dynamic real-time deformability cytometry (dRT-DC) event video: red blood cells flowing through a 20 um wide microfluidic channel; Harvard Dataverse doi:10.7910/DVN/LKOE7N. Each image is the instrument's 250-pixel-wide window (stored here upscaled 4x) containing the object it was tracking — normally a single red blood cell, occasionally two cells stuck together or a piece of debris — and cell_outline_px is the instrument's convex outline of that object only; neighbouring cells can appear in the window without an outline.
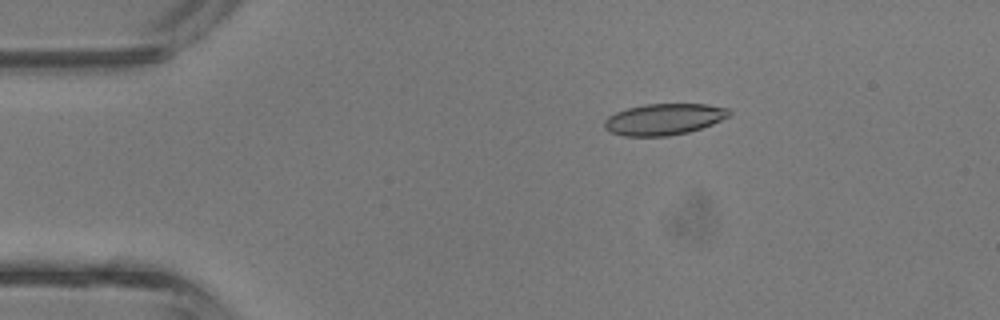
{"species": "common noctule bat (a hibernating species)", "species_latin": "Nyctalus noctula", "temperature_condition": "room temperature", "stored_images_in_passage": 41, "camera_frame_rate_fps": 3000, "um_per_image_px": 0.085, "animal": {"sex": "male", "body_mass_g": 13.3}, "frame": {"image": 1, "passage_image": 7, "time_ms": 2.0, "image_size_px": [1000, 320], "cell_outline_px": [[732, 112], [728, 116], [712, 124], [688, 132], [668, 136], [624, 136], [608, 132], [604, 128], [604, 120], [608, 116], [616, 112], [628, 108], [644, 104], [708, 104], [728, 108]], "centroid_in_image_um": [56.4, 10.14], "position_along_channel_um": 28.6, "area_um2": 22.83}}
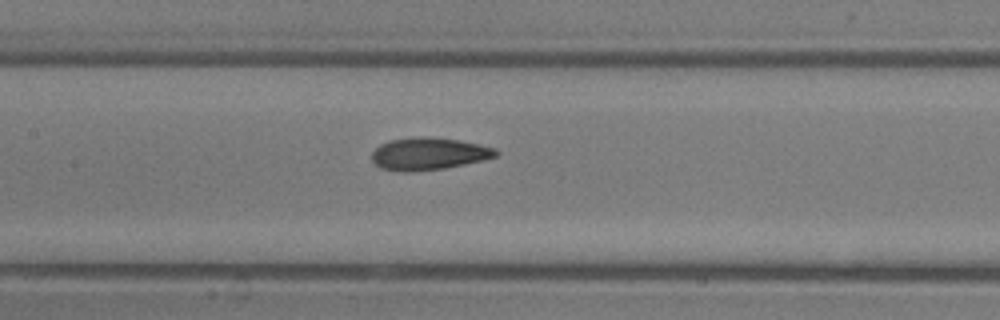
{"frame": {"image": 2, "passage_image": 19, "time_ms": 6.0, "image_size_px": [1000, 320], "cell_outline_px": [[500, 152], [496, 156], [464, 164], [444, 168], [408, 172], [404, 172], [380, 168], [372, 160], [372, 152], [380, 144], [388, 140], [412, 136], [428, 136], [456, 140], [480, 144], [496, 148]], "centroid_in_image_um": [36.41, 13.05], "position_along_channel_um": 171.0, "area_um2": 23.41}}
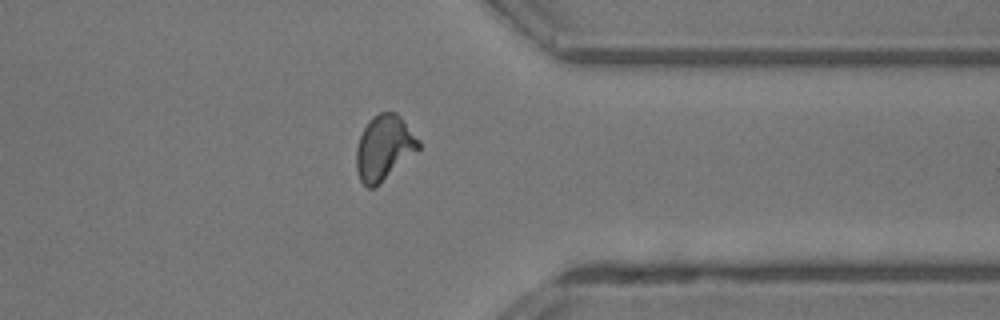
{"frame": {"image": 3, "passage_image": 32, "time_ms": 10.333, "image_size_px": [1000, 320], "cell_outline_px": [[420, 148], [380, 184], [372, 188], [368, 188], [360, 180], [356, 168], [356, 148], [360, 136], [368, 120], [372, 116], [380, 112], [396, 112], [400, 116], [420, 140]], "centroid_in_image_um": [32.64, 12.55], "position_along_channel_um": 378.8, "area_um2": 23.58}, "authors_computed_cell_mechanics": {"area_um2": 22.8888, "velocity_mm_per_s": 4.9956, "shape_relaxation_time_tau1_ms": 4.6696, "shape_relaxation_time_tau2_ms": 1.4331, "deformation_change_tau1": 0.1523, "deformation_change_tau2": 0.0765}}